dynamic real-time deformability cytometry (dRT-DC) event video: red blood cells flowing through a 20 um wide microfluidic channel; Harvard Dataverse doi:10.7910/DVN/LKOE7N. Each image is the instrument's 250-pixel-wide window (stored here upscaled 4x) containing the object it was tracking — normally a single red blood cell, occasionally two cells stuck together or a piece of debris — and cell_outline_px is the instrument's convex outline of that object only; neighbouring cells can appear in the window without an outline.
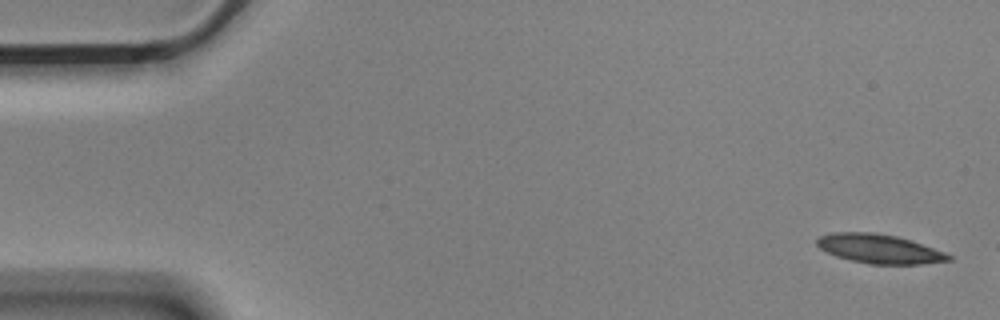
{"species": "Egyptian fruit bat (a non-hibernating species)", "species_latin": "Rousettus aegyptiacus", "temperature_condition": "cold", "stored_images_in_passage": 5, "camera_frame_rate_fps": 3000, "um_per_image_px": 0.085, "animal": {"sex": "male"}, "frame": {"image": 1, "passage_image": 1, "time_ms": 0.0, "image_size_px": [1000, 320], "cell_outline_px": [[952, 260], [924, 264], [868, 264], [836, 256], [820, 248], [816, 244], [816, 240], [820, 236], [832, 232], [872, 232], [896, 236], [944, 252], [952, 256]], "centroid_in_image_um": [74.72, 21.15], "position_along_channel_um": 10.3, "area_um2": 22.08}}